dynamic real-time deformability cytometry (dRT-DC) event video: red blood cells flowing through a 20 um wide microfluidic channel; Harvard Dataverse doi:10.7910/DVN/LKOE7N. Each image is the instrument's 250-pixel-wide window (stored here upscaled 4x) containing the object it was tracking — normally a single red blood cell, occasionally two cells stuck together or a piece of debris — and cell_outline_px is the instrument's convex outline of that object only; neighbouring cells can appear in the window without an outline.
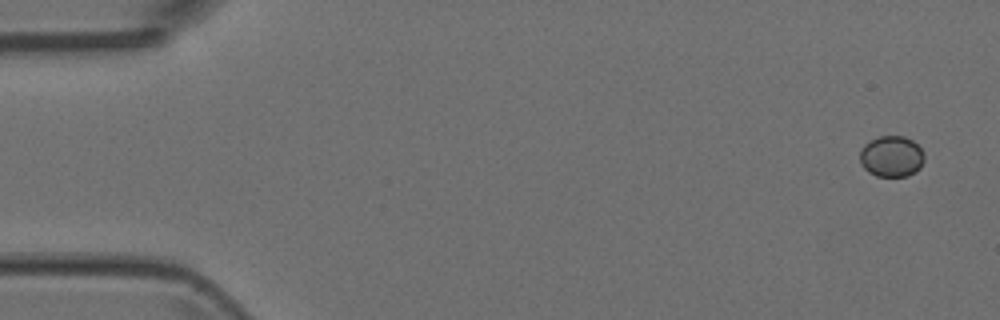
{"species": "Egyptian fruit bat (a non-hibernating species)", "species_latin": "Rousettus aegyptiacus", "temperature_condition": "room temperature", "stored_images_in_passage": 6, "camera_frame_rate_fps": 3000, "um_per_image_px": 0.085, "animal": {"sex": "female"}, "frame": {"image": 1, "passage_image": 1, "time_ms": 0.0, "image_size_px": [1000, 320], "cell_outline_px": [[924, 160], [920, 168], [916, 172], [908, 176], [876, 176], [868, 172], [864, 168], [860, 160], [860, 148], [864, 144], [880, 136], [904, 136], [912, 140], [924, 152]], "centroid_in_image_um": [75.78, 13.3], "position_along_channel_um": 9.2, "area_um2": 15.49}}
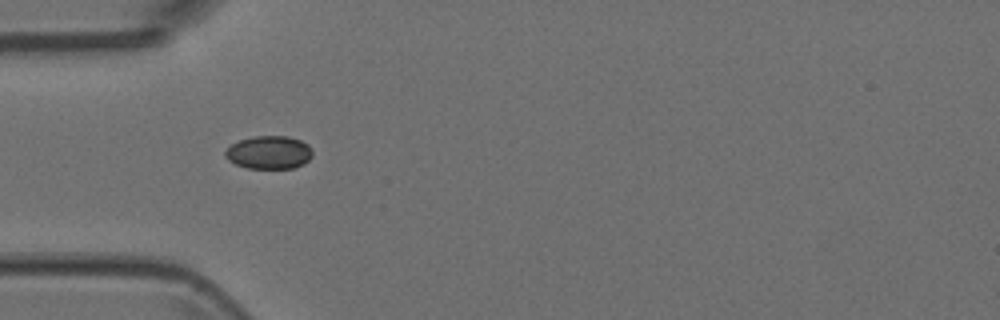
{"frame": {"image": 2, "passage_image": 5, "time_ms": 1.333, "image_size_px": [1000, 320], "cell_outline_px": [[312, 156], [304, 164], [292, 168], [248, 168], [236, 164], [228, 160], [224, 156], [224, 152], [232, 144], [240, 140], [256, 136], [288, 136], [300, 140], [308, 144], [312, 148]], "centroid_in_image_um": [22.88, 12.95], "position_along_channel_um": 62.1, "area_um2": 16.82}}